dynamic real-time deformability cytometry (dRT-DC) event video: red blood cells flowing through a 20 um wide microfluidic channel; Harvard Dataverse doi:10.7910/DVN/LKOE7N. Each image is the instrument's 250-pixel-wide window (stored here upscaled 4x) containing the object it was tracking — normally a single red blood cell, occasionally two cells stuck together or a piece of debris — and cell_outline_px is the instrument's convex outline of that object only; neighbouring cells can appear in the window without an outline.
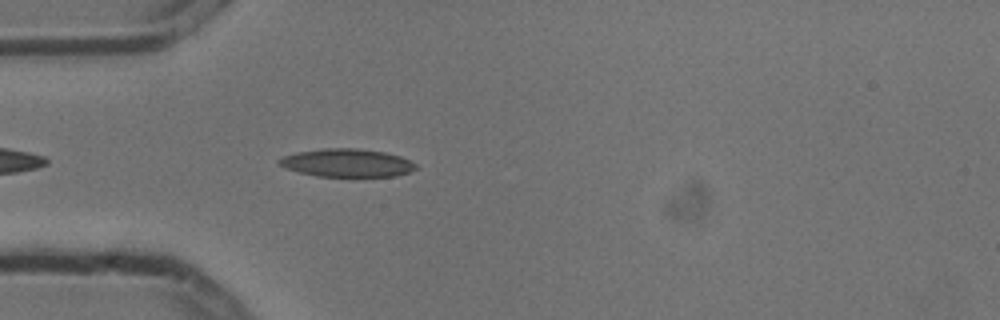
{"species": "common noctule bat (a hibernating species)", "species_latin": "Nyctalus noctula", "temperature_condition": "cold", "stored_images_in_passage": 5, "camera_frame_rate_fps": 3000, "um_per_image_px": 0.085, "animal": {"sex": "male", "body_mass_g": 13.3}, "frame": {"image": 1, "passage_image": 5, "time_ms": 1.333, "image_size_px": [1000, 320], "cell_outline_px": [[416, 168], [408, 172], [396, 176], [316, 176], [284, 168], [276, 160], [284, 156], [296, 152], [324, 148], [356, 148], [384, 152], [400, 156], [416, 164]], "centroid_in_image_um": [29.46, 13.84], "position_along_channel_um": 55.5, "area_um2": 22.2}}